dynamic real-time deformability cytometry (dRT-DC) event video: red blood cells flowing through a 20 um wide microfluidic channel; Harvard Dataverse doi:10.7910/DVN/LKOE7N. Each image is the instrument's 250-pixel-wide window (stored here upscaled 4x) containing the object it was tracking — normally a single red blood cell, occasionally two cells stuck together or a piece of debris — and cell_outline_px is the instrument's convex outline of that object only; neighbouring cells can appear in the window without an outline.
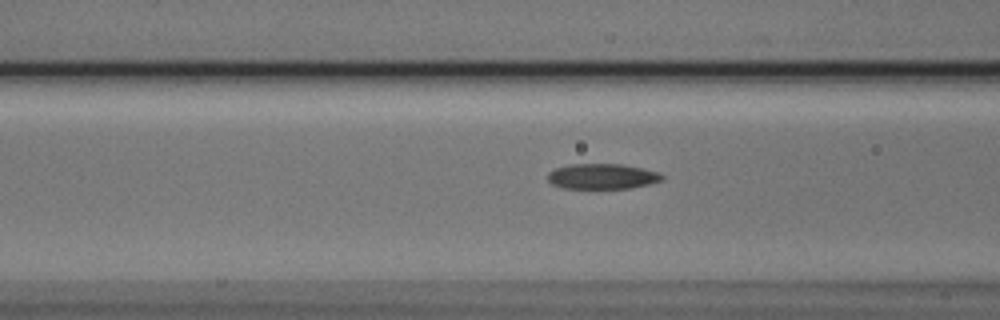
{"species": "Egyptian fruit bat (a non-hibernating species)", "species_latin": "Rousettus aegyptiacus", "temperature_condition": "cold", "stored_images_in_passage": 40, "camera_frame_rate_fps": 3000, "um_per_image_px": 0.085, "animal": {"sex": "male"}, "frame": {"image": 1, "passage_image": 13, "time_ms": 4.0, "image_size_px": [1000, 320], "cell_outline_px": [[664, 176], [660, 180], [648, 184], [628, 188], [564, 188], [552, 184], [548, 180], [548, 172], [556, 168], [568, 164], [620, 164], [640, 168], [656, 172]], "centroid_in_image_um": [51.12, 14.99], "position_along_channel_um": 115.5, "area_um2": 16.59}}
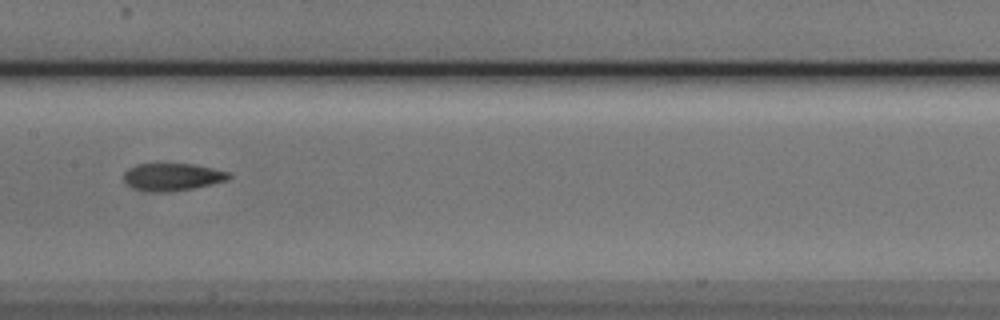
{"frame": {"image": 2, "passage_image": 19, "time_ms": 6.0, "image_size_px": [1000, 320], "cell_outline_px": [[232, 176], [228, 180], [212, 184], [192, 188], [168, 192], [148, 192], [132, 188], [124, 180], [124, 172], [128, 168], [136, 164], [192, 164], [212, 168], [228, 172]], "centroid_in_image_um": [14.63, 15.04], "position_along_channel_um": 192.8, "area_um2": 16.82}}
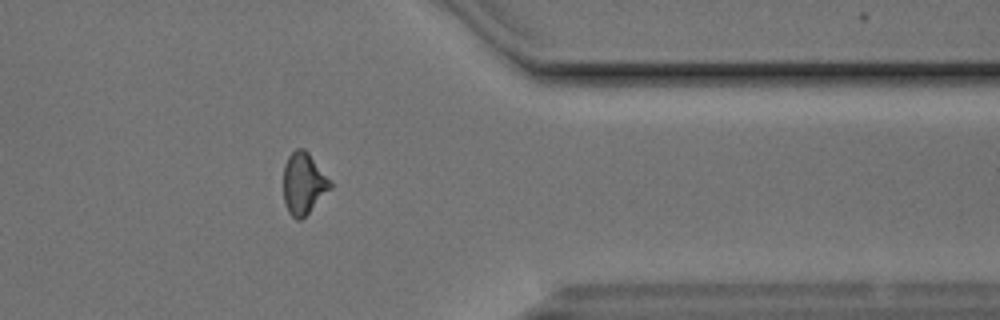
{"frame": {"image": 3, "passage_image": 35, "time_ms": 11.333, "image_size_px": [1000, 320], "cell_outline_px": [[332, 188], [300, 220], [296, 220], [288, 212], [284, 200], [284, 164], [288, 156], [296, 148], [304, 148], [308, 152], [332, 184]], "centroid_in_image_um": [25.78, 15.59], "position_along_channel_um": 385.6, "area_um2": 16.53}, "authors_computed_cell_mechanics": {"area_um2": 16.9932, "velocity_mm_per_s": 3.8595, "shape_relaxation_time_tau1_ms": 6.0195, "shape_relaxation_time_tau2_ms": 10.0038, "deformation_change_tau1": 0.1664, "deformation_change_tau2": 0.2126}}